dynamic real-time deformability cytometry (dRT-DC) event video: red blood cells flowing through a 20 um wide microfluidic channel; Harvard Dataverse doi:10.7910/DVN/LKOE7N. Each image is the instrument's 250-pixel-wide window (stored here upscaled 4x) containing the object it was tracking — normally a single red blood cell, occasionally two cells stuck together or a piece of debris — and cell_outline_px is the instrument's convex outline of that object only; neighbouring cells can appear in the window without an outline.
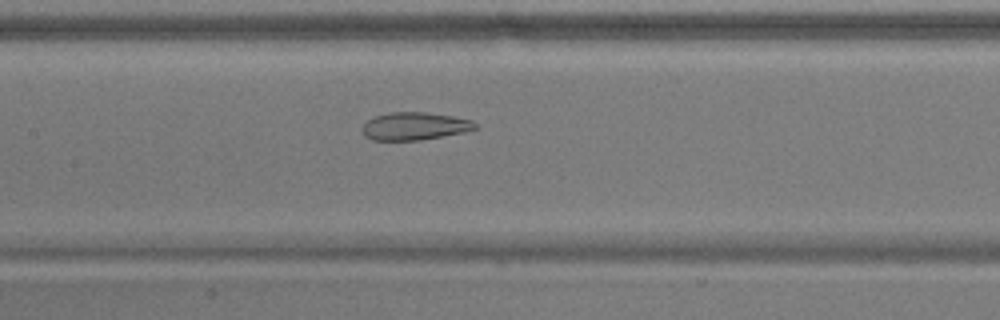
{"species": "common noctule bat (a hibernating species)", "species_latin": "Nyctalus noctula", "temperature_condition": "warm", "stored_images_in_passage": 54, "camera_frame_rate_fps": 3000, "um_per_image_px": 0.085, "animal": {"sex": "male", "body_mass_g": 17.9}, "frame": {"image": 1, "passage_image": 25, "time_ms": 8.0, "image_size_px": [1000, 320], "cell_outline_px": [[476, 128], [464, 132], [420, 140], [372, 140], [364, 136], [364, 124], [368, 120], [376, 116], [388, 112], [424, 112], [452, 116], [472, 120], [476, 124]], "centroid_in_image_um": [35.24, 10.72], "position_along_channel_um": 172.2, "area_um2": 18.03}}
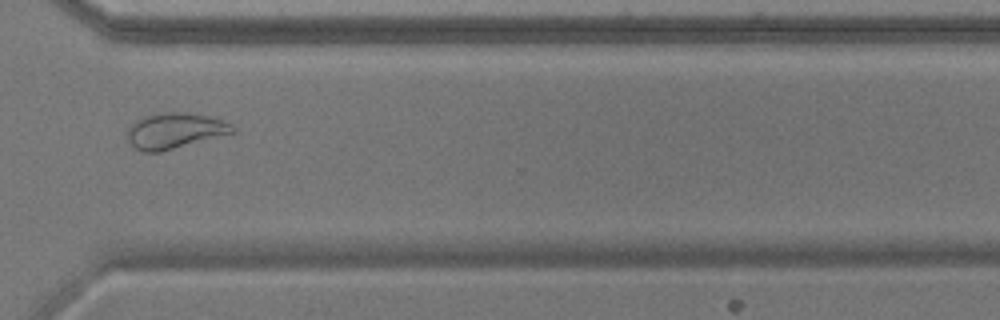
{"frame": {"image": 2, "passage_image": 40, "time_ms": 13.0, "image_size_px": [1000, 320], "cell_outline_px": [[236, 132], [160, 152], [144, 152], [136, 148], [124, 136], [128, 128], [140, 116], [160, 112], [188, 112], [208, 116], [232, 124], [236, 128]], "centroid_in_image_um": [14.82, 11.1], "position_along_channel_um": 355.8, "area_um2": 22.08}}
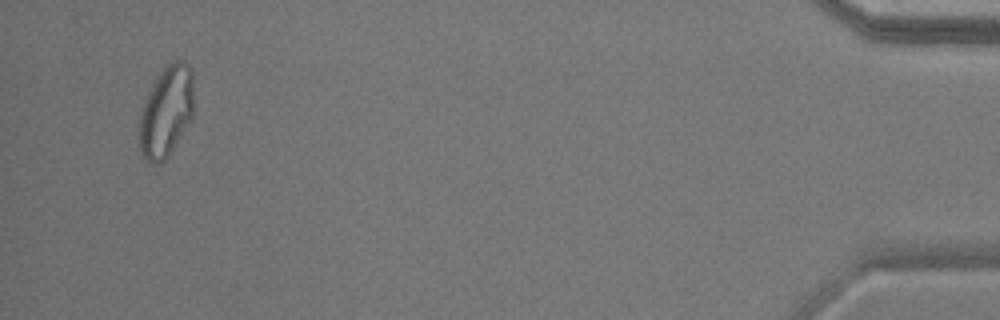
{"frame": {"image": 3, "passage_image": 52, "time_ms": 17.0, "image_size_px": [1000, 320], "cell_outline_px": [[192, 116], [168, 156], [160, 164], [152, 164], [140, 152], [140, 112], [148, 92], [164, 68], [172, 60], [184, 60], [192, 68]], "centroid_in_image_um": [14.13, 9.47], "position_along_channel_um": 421.1, "area_um2": 28.26}, "authors_computed_cell_mechanics": {"area_um2": 24.7673, "velocity_mm_per_s": 3.6722, "shape_relaxation_time_tau1_ms": null, "shape_relaxation_time_tau2_ms": 1.3686, "deformation_change_tau1": null, "deformation_change_tau2": 0.0847}}